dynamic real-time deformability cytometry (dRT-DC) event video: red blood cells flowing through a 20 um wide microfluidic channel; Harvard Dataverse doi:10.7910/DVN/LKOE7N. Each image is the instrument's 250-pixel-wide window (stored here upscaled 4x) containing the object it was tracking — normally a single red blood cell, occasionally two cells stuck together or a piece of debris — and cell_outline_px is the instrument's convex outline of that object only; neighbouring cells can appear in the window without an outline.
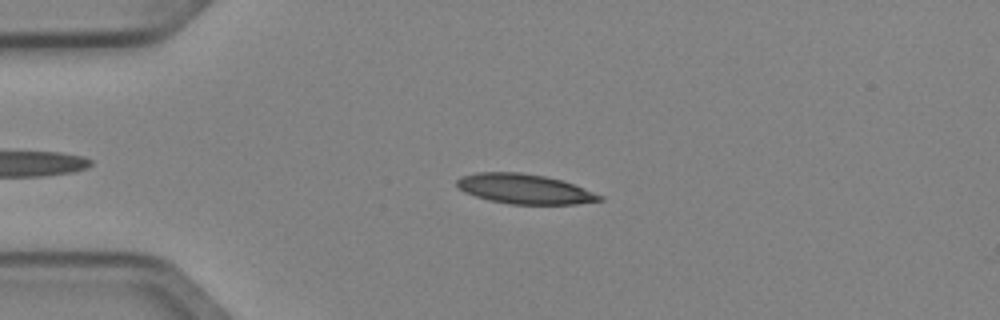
{"species": "Egyptian fruit bat (a non-hibernating species)", "species_latin": "Rousettus aegyptiacus", "temperature_condition": "cold", "stored_images_in_passage": 5, "camera_frame_rate_fps": 3000, "um_per_image_px": 0.085, "animal": {"sex": "female"}, "frame": {"image": 1, "passage_image": 4, "time_ms": 1.0, "image_size_px": [1000, 320], "cell_outline_px": [[604, 200], [576, 204], [508, 204], [488, 200], [464, 192], [456, 184], [456, 180], [460, 176], [476, 172], [520, 172], [544, 176], [560, 180], [572, 184], [604, 196]], "centroid_in_image_um": [44.56, 16.06], "position_along_channel_um": 40.4, "area_um2": 24.74}}